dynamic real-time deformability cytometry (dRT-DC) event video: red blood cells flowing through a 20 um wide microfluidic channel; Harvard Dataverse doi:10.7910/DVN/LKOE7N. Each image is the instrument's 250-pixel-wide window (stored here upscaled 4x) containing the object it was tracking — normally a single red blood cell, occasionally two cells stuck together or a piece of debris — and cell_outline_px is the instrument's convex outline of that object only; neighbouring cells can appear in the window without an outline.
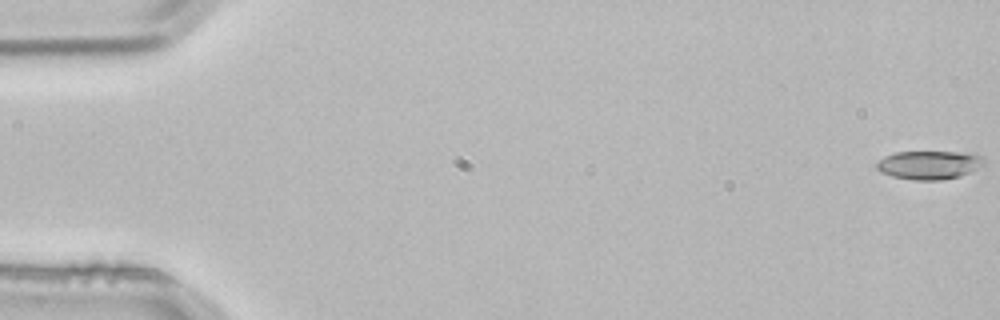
{"species": "common noctule bat (a hibernating species)", "species_latin": "Nyctalus noctula", "temperature_condition": "room temperature", "stored_images_in_passage": 6, "camera_frame_rate_fps": 3000, "um_per_image_px": 0.085, "animal": {"sex": "male", "body_mass_g": 21.5, "forearm_length_mm": 52.0}, "frame": {"image": 1, "passage_image": 1, "time_ms": 0.0, "image_size_px": [1000, 320], "cell_outline_px": [[984, 164], [960, 176], [940, 180], [912, 180], [892, 176], [880, 172], [876, 168], [876, 164], [884, 156], [896, 152], [976, 152], [984, 160]], "centroid_in_image_um": [78.97, 14.01], "position_along_channel_um": 6.0, "area_um2": 17.86}}
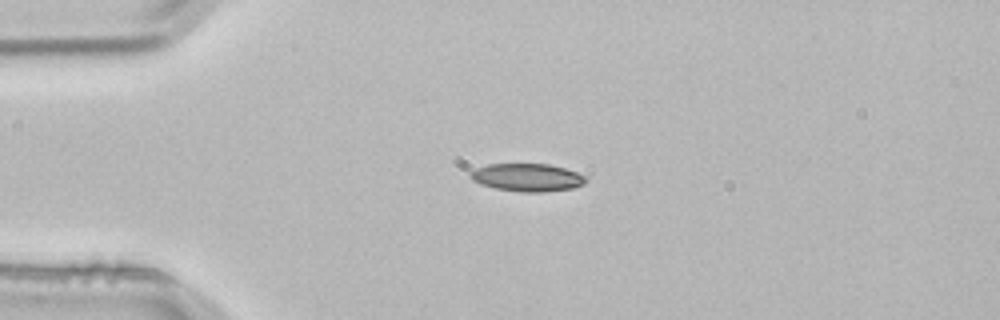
{"frame": {"image": 2, "passage_image": 4, "time_ms": 1.0, "image_size_px": [1000, 320], "cell_outline_px": [[588, 180], [584, 184], [572, 188], [544, 192], [520, 192], [496, 188], [480, 184], [472, 180], [472, 172], [476, 168], [488, 164], [548, 164], [564, 168], [588, 176]], "centroid_in_image_um": [44.87, 15.08], "position_along_channel_um": 40.1, "area_um2": 18.67}}